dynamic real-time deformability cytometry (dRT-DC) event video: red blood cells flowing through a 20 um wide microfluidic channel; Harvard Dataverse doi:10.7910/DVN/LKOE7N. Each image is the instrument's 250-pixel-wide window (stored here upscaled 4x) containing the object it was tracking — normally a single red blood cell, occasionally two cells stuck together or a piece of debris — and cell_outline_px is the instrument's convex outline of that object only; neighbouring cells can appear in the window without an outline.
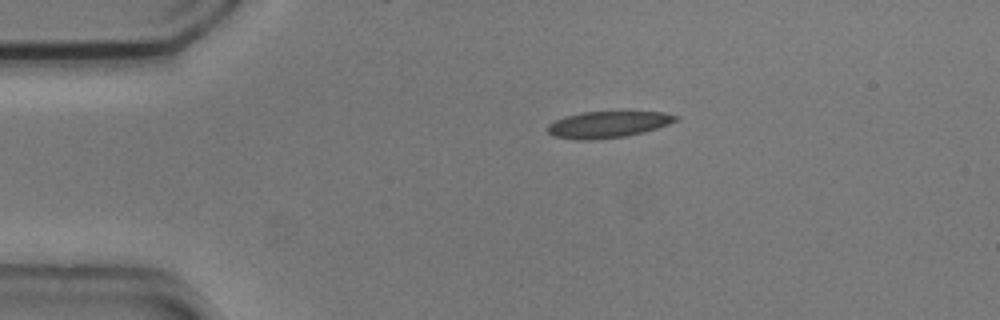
{"species": "common noctule bat (a hibernating species)", "species_latin": "Nyctalus noctula", "temperature_condition": "cold", "stored_images_in_passage": 2, "camera_frame_rate_fps": 3000, "um_per_image_px": 0.085, "animal": {"sex": "male", "body_mass_g": 20.5, "forearm_length_mm": 52.5}, "frame": {"image": 1, "passage_image": 1, "time_ms": 0.0, "image_size_px": [1000, 320], "cell_outline_px": [[680, 120], [644, 132], [628, 136], [592, 140], [576, 140], [556, 136], [548, 132], [548, 124], [564, 116], [584, 112], [664, 112], [680, 116]], "centroid_in_image_um": [51.71, 10.58], "position_along_channel_um": 33.3, "area_um2": 19.77}}